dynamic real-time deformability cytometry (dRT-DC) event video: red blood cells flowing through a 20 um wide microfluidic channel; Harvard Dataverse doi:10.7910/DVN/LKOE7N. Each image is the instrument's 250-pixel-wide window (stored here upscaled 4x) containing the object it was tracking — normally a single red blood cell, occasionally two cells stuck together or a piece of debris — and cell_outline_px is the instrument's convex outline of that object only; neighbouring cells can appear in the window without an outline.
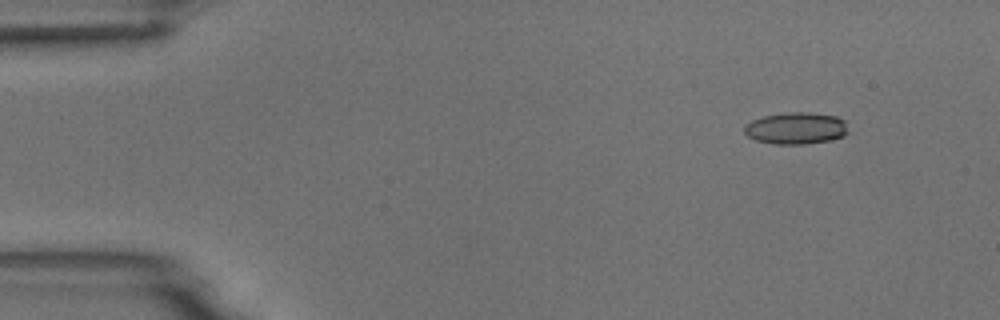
{"species": "common noctule bat (a hibernating species)", "species_latin": "Nyctalus noctula", "temperature_condition": "room temperature", "stored_images_in_passage": 4, "camera_frame_rate_fps": 3000, "um_per_image_px": 0.085, "animal": {"sex": "male", "body_mass_g": 18.8}, "frame": {"image": 1, "passage_image": 2, "time_ms": 0.333, "image_size_px": [1000, 320], "cell_outline_px": [[848, 132], [844, 136], [832, 140], [804, 144], [772, 144], [756, 140], [748, 136], [744, 132], [744, 128], [752, 120], [764, 116], [784, 112], [808, 112], [836, 116], [844, 120]], "centroid_in_image_um": [67.67, 10.9], "position_along_channel_um": 17.3, "area_um2": 19.31}}
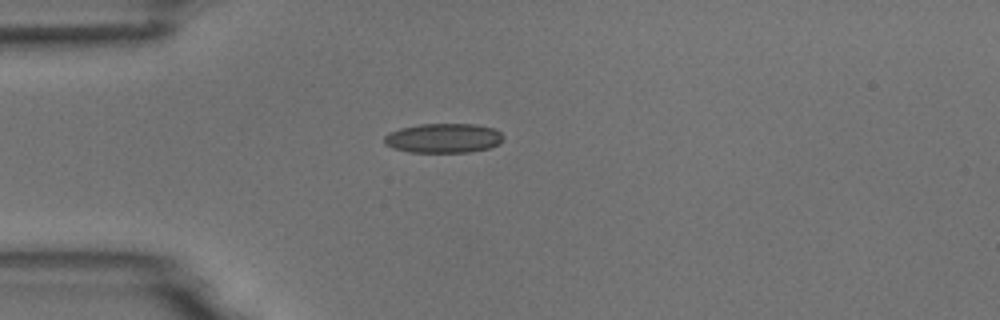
{"frame": {"image": 2, "passage_image": 4, "time_ms": 1.0, "image_size_px": [1000, 320], "cell_outline_px": [[504, 140], [500, 144], [488, 148], [468, 152], [412, 152], [392, 148], [384, 144], [384, 136], [388, 132], [400, 128], [420, 124], [476, 124], [492, 128], [500, 132], [504, 136]], "centroid_in_image_um": [37.69, 11.74], "position_along_channel_um": 47.3, "area_um2": 20.58}}